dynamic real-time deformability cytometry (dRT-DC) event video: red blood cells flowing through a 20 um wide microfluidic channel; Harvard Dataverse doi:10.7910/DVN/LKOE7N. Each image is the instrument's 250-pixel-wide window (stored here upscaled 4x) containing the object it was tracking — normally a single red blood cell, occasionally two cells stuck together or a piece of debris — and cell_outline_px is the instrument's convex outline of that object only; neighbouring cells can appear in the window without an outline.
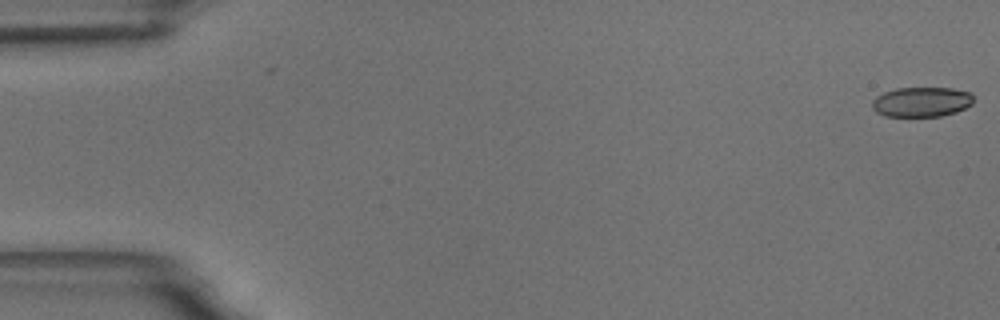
{"species": "common noctule bat (a hibernating species)", "species_latin": "Nyctalus noctula", "temperature_condition": "room temperature", "stored_images_in_passage": 57, "camera_frame_rate_fps": 3000, "um_per_image_px": 0.085, "animal": {"sex": "male", "body_mass_g": 18.8}, "frame": {"image": 1, "passage_image": 1, "time_ms": 0.0, "image_size_px": [1000, 320], "cell_outline_px": [[972, 104], [956, 112], [940, 116], [884, 116], [876, 112], [872, 108], [872, 100], [876, 96], [884, 92], [896, 88], [952, 88], [972, 92]], "centroid_in_image_um": [78.32, 8.66], "position_along_channel_um": 6.7, "area_um2": 17.69}}
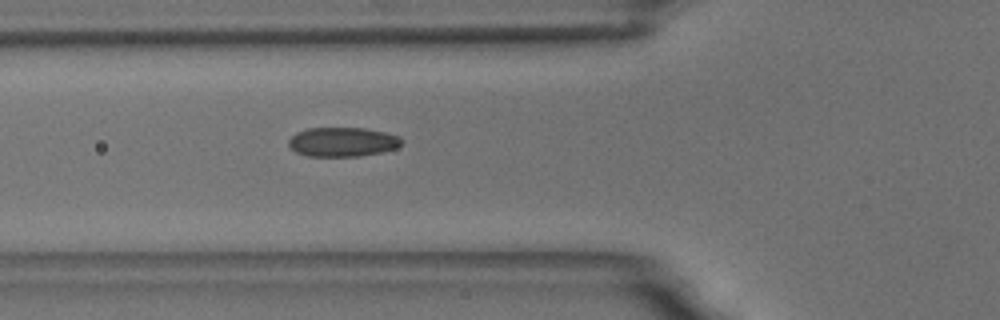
{"frame": {"image": 2, "passage_image": 21, "time_ms": 6.667, "image_size_px": [1000, 320], "cell_outline_px": [[404, 144], [396, 148], [380, 152], [360, 156], [308, 156], [296, 152], [288, 144], [288, 140], [296, 132], [308, 128], [364, 128], [384, 132], [400, 136], [404, 140]], "centroid_in_image_um": [29.15, 12.06], "position_along_channel_um": 96.7, "area_um2": 19.36}}
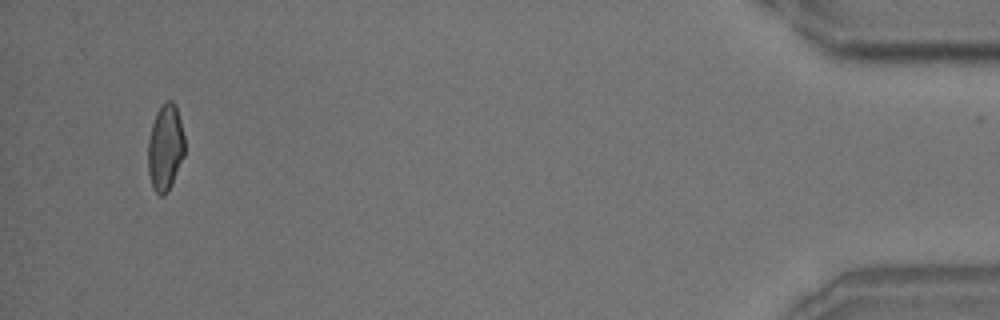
{"frame": {"image": 3, "passage_image": 55, "time_ms": 18.0, "image_size_px": [1000, 320], "cell_outline_px": [[184, 156], [168, 192], [164, 196], [160, 196], [152, 188], [148, 172], [148, 140], [152, 124], [156, 112], [168, 100], [172, 100], [176, 104], [184, 136]], "centroid_in_image_um": [14.04, 12.57], "position_along_channel_um": 421.2, "area_um2": 18.5}, "authors_computed_cell_mechanics": {"area_um2": 19.074, "velocity_mm_per_s": 3.5484, "shape_relaxation_time_tau1_ms": 9.8883, "shape_relaxation_time_tau2_ms": 1.2462, "deformation_change_tau1": 0.1791, "deformation_change_tau2": 0.0705}}